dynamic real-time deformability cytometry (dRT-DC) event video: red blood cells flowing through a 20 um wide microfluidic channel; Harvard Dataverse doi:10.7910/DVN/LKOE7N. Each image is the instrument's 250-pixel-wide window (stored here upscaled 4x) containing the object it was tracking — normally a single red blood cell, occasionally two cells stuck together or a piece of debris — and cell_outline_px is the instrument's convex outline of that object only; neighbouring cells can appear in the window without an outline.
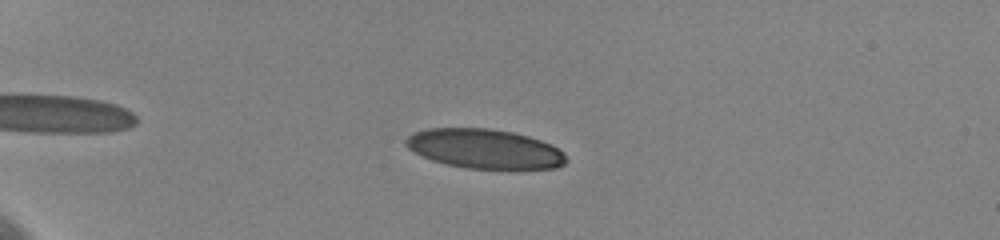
{"species": "human", "species_latin": "Homo sapiens", "temperature_condition": "cold", "stored_images_in_passage": 55, "camera_frame_rate_fps": 3000, "um_per_image_px": 0.085, "donor": {"sex": "female"}, "frame": {"image": 1, "passage_image": 13, "time_ms": 4.0, "image_size_px": [1000, 240], "cell_outline_px": [[568, 160], [564, 164], [556, 168], [516, 172], [508, 172], [464, 168], [444, 164], [432, 160], [408, 148], [404, 144], [404, 140], [412, 132], [428, 128], [488, 128], [512, 132], [528, 136], [552, 144], [564, 152]], "centroid_in_image_um": [41.27, 12.7], "position_along_channel_um": 43.7, "area_um2": 38.32}}
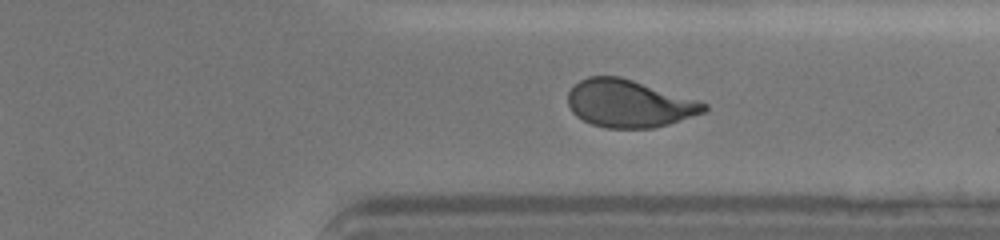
{"frame": {"image": 2, "passage_image": 44, "time_ms": 14.333, "image_size_px": [1000, 240], "cell_outline_px": [[708, 108], [704, 112], [668, 124], [652, 128], [604, 128], [592, 124], [576, 116], [572, 112], [568, 104], [568, 92], [580, 80], [588, 76], [620, 76], [696, 100], [708, 104]], "centroid_in_image_um": [53.44, 8.81], "position_along_channel_um": 358.0, "area_um2": 37.34}}
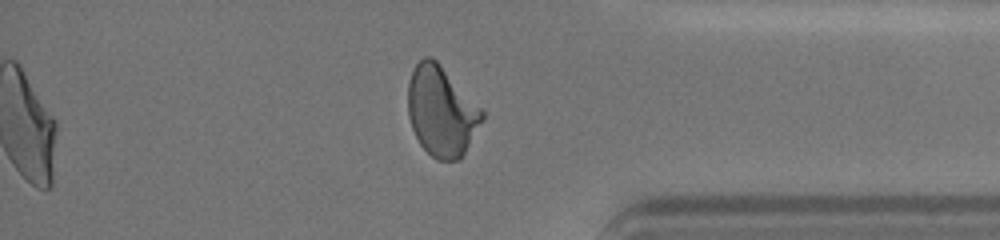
{"frame": {"image": 3, "passage_image": 48, "time_ms": 15.667, "image_size_px": [1000, 240], "cell_outline_px": [[484, 120], [460, 160], [436, 160], [420, 144], [412, 128], [408, 116], [408, 84], [412, 72], [416, 64], [424, 56], [432, 56], [440, 64], [484, 112]], "centroid_in_image_um": [37.52, 9.47], "position_along_channel_um": 397.7, "area_um2": 38.61}, "authors_computed_cell_mechanics": {"area_um2": 38.148, "velocity_mm_per_s": 3.593, "shape_relaxation_time_tau1_ms": 6.8876, "shape_relaxation_time_tau2_ms": 0.8892, "deformation_change_tau1": 0.1767, "deformation_change_tau2": 0.0644}}